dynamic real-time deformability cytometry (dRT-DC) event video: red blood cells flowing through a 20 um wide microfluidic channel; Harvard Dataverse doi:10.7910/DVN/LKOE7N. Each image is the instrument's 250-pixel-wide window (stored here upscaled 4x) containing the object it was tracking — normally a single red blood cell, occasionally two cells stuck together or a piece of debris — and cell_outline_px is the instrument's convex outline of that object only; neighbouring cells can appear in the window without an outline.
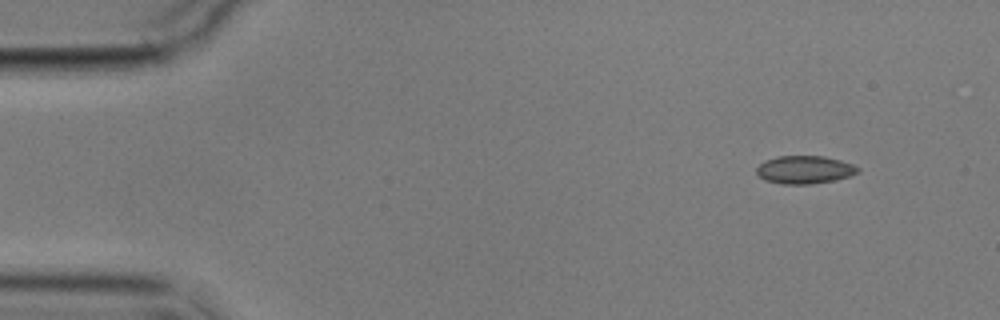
{"species": "common noctule bat (a hibernating species)", "species_latin": "Nyctalus noctula", "temperature_condition": "cold", "stored_images_in_passage": 3, "camera_frame_rate_fps": 3000, "um_per_image_px": 0.085, "animal": {"sex": "male", "body_mass_g": 17.9}, "frame": {"image": 1, "passage_image": 1, "time_ms": 0.0, "image_size_px": [1000, 320], "cell_outline_px": [[860, 172], [848, 176], [832, 180], [812, 184], [780, 184], [764, 180], [756, 172], [756, 168], [764, 160], [776, 156], [824, 156], [840, 160], [852, 164], [860, 168]], "centroid_in_image_um": [68.36, 14.42], "position_along_channel_um": 16.6, "area_um2": 16.53}}
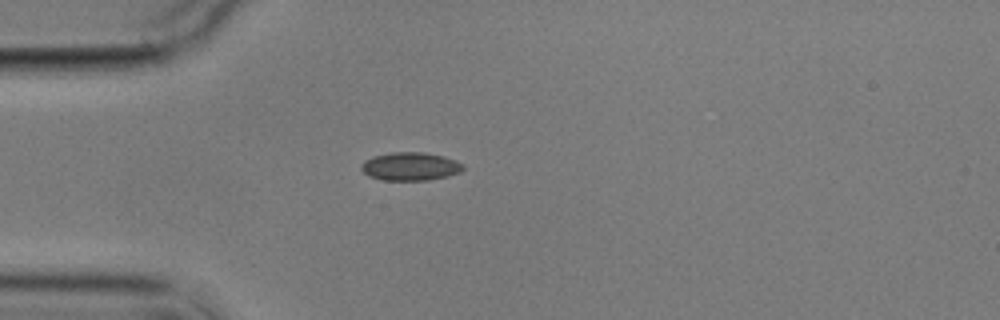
{"frame": {"image": 2, "passage_image": 3, "time_ms": 3.333, "image_size_px": [1000, 320], "cell_outline_px": [[464, 168], [460, 172], [448, 176], [428, 180], [384, 180], [368, 176], [360, 168], [360, 164], [364, 160], [372, 156], [392, 152], [424, 152], [444, 156], [456, 160], [464, 164]], "centroid_in_image_um": [34.87, 14.14], "position_along_channel_um": 50.1, "area_um2": 16.94}}